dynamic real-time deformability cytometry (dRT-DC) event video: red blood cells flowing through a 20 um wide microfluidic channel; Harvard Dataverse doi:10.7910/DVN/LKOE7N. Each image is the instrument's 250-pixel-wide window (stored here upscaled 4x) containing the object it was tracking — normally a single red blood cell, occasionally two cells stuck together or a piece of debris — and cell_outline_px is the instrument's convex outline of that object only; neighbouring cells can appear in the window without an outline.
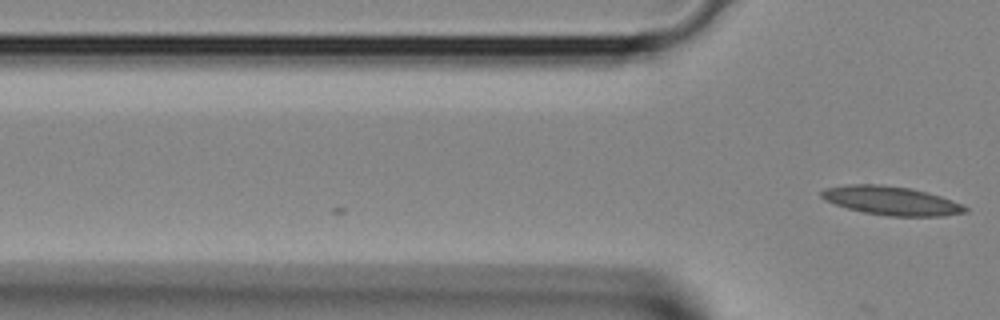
{"species": "Egyptian fruit bat (a non-hibernating species)", "species_latin": "Rousettus aegyptiacus", "temperature_condition": "room temperature", "stored_images_in_passage": 3, "camera_frame_rate_fps": 3000, "um_per_image_px": 0.085, "animal": {"sex": "female"}, "frame": {"image": 1, "passage_image": 3, "time_ms": 0.667, "image_size_px": [1000, 320], "cell_outline_px": [[968, 212], [940, 216], [888, 216], [864, 212], [848, 208], [824, 200], [820, 196], [820, 192], [824, 188], [844, 184], [880, 184], [912, 188], [940, 196], [960, 204], [968, 208]], "centroid_in_image_um": [75.71, 17.04], "position_along_channel_um": 50.1, "area_um2": 24.04}}